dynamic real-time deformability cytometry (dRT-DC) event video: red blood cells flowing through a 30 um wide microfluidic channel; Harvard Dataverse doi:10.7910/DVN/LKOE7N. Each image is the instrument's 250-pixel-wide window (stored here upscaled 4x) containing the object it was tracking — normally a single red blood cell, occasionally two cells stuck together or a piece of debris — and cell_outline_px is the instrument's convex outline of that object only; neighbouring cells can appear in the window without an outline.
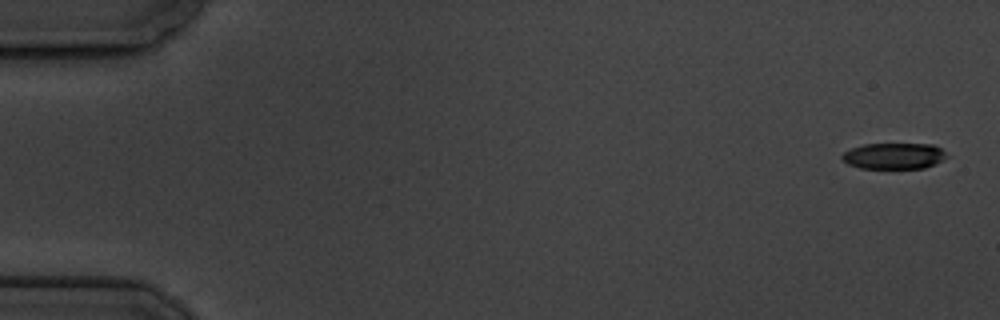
{"species": "common noctule bat (a hibernating species)", "species_latin": "Nyctalus noctula", "temperature_condition": "cold", "stored_images_in_passage": 7, "camera_frame_rate_fps": 3000, "um_per_image_px": 0.085, "animal": {"sex": "male", "body_mass_g": 19.5, "forearm_length_mm": 54.6}, "frame": {"image": 1, "passage_image": 1, "time_ms": 0.0, "image_size_px": [1000, 320], "cell_outline_px": [[944, 156], [940, 160], [924, 168], [860, 168], [848, 164], [840, 156], [844, 152], [852, 148], [864, 144], [932, 144], [940, 148], [944, 152]], "centroid_in_image_um": [75.92, 13.25], "position_along_channel_um": 9.1, "area_um2": 15.55}}